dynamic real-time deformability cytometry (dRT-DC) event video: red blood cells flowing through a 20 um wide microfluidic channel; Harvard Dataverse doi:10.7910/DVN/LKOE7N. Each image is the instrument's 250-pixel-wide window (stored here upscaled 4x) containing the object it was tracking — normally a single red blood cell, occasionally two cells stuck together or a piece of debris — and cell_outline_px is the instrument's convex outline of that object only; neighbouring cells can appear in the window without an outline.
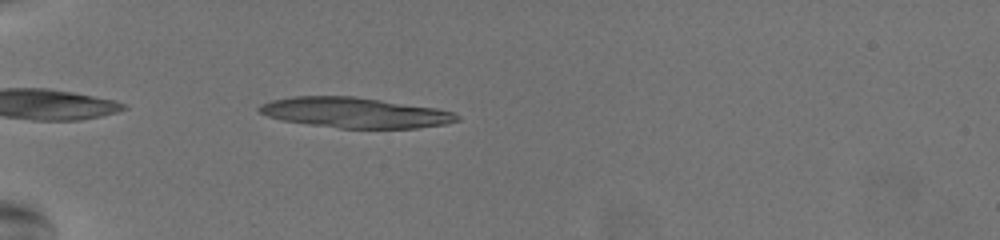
{"species": "common noctule bat (a hibernating species)", "species_latin": "Nyctalus noctula", "temperature_condition": "warm", "stored_images_in_passage": 7, "camera_frame_rate_fps": 3000, "um_per_image_px": 0.085, "animal": {"sex": "female", "body_mass_g": 19.5, "forearm_length_mm": 54.1}, "frame": {"image": 1, "passage_image": 3, "time_ms": 0.667, "image_size_px": [1000, 240], "cell_outline_px": [[460, 120], [444, 124], [416, 128], [340, 128], [308, 124], [280, 120], [268, 116], [260, 112], [256, 108], [260, 104], [272, 100], [292, 96], [352, 96], [436, 108], [452, 112], [460, 116]], "centroid_in_image_um": [30.13, 9.57], "position_along_channel_um": 54.9, "area_um2": 34.8}}